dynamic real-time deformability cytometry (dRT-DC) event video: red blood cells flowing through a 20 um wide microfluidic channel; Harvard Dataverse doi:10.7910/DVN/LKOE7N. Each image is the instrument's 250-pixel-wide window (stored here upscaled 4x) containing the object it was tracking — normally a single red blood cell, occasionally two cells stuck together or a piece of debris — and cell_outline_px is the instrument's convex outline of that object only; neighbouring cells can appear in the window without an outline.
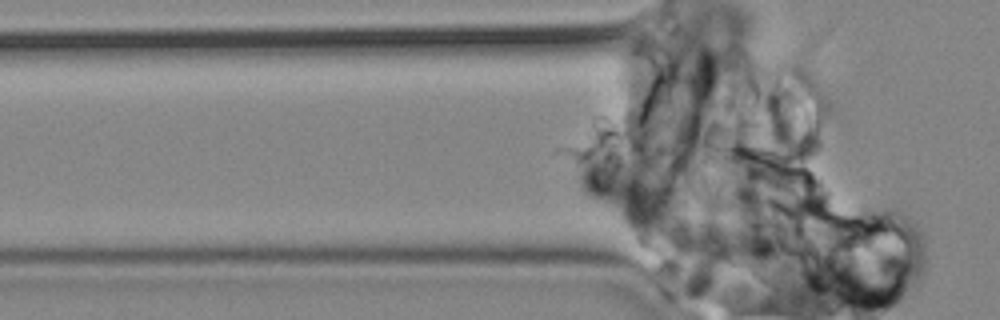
{"species": "common noctule bat (a hibernating species)", "species_latin": "Nyctalus noctula", "temperature_condition": "cold", "stored_images_in_passage": 56, "camera_frame_rate_fps": 3000, "um_per_image_px": 0.085, "animal": {"sex": "male", "body_mass_g": 19.2, "forearm_length_mm": 51.8}, "frame": {"image": 1, "passage_image": 9, "time_ms": 2.667, "image_size_px": [1000, 320], "cell_outline_px": [[660, 204], [656, 216], [600, 204], [588, 200], [580, 192], [576, 180], [576, 160], [580, 148], [588, 144], [596, 144], [620, 156], [624, 160]], "centroid_in_image_um": [52.02, 15.43], "position_along_channel_um": 73.8, "area_um2": 26.13}}
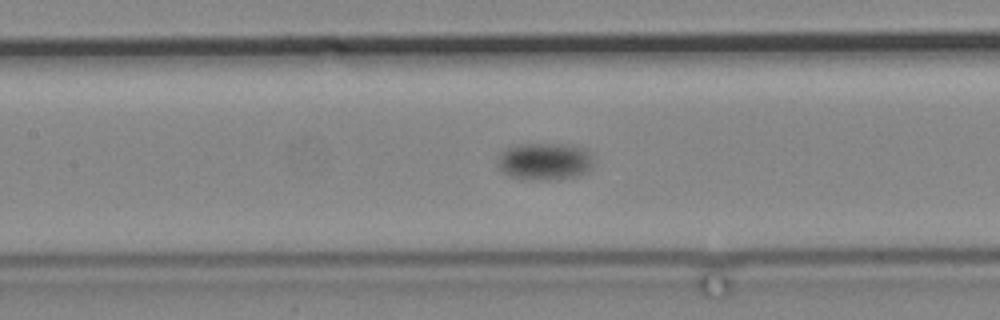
{"frame": {"image": 2, "passage_image": 21, "time_ms": 6.667, "image_size_px": [1000, 320], "cell_outline_px": [[592, 168], [576, 176], [536, 180], [512, 176], [496, 168], [500, 152], [504, 148], [516, 144], [572, 144], [584, 148], [592, 156]], "centroid_in_image_um": [46.26, 13.68], "position_along_channel_um": 161.1, "area_um2": 20.75}}
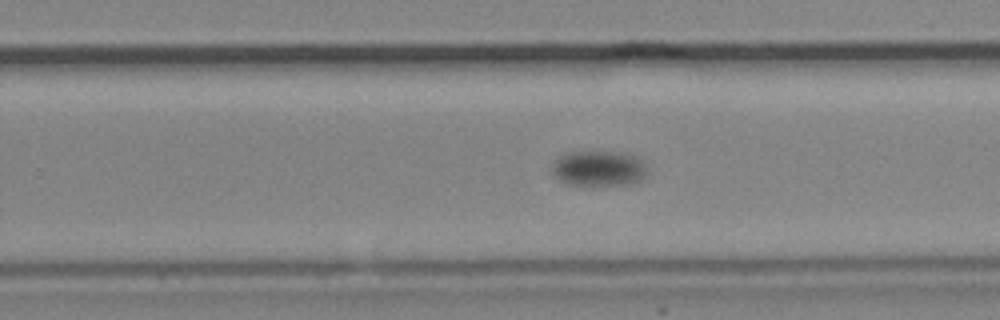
{"frame": {"image": 3, "passage_image": 34, "time_ms": 11.0, "image_size_px": [1000, 320], "cell_outline_px": [[644, 176], [640, 180], [632, 184], [568, 184], [560, 180], [552, 172], [552, 164], [560, 156], [568, 152], [628, 152], [640, 156], [644, 168]], "centroid_in_image_um": [50.9, 14.29], "position_along_channel_um": 278.9, "area_um2": 19.36}}